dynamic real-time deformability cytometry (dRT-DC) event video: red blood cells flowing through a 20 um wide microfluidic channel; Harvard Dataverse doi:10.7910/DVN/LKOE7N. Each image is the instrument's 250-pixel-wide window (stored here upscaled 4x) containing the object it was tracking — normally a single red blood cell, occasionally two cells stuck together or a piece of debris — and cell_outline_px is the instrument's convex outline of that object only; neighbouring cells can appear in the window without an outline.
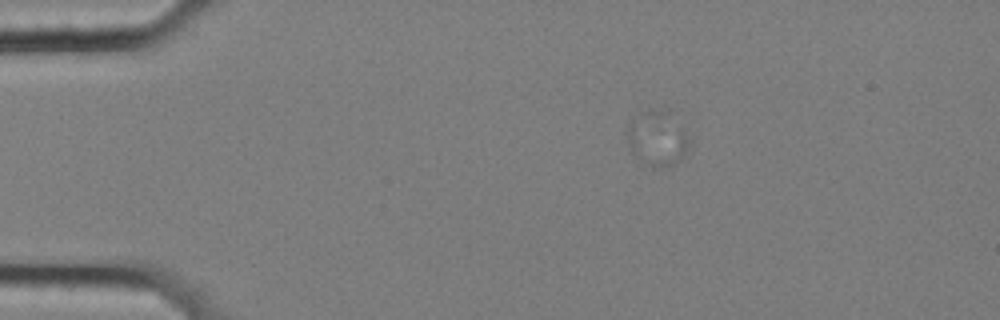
{"species": "common noctule bat (a hibernating species)", "species_latin": "Nyctalus noctula", "temperature_condition": "cold", "stored_images_in_passage": 50, "camera_frame_rate_fps": 3000, "um_per_image_px": 0.085, "animal": {"sex": "female", "body_mass_g": 25.1}, "frame": {"image": 1, "passage_image": 1, "time_ms": 0.0, "image_size_px": [1000, 320], "cell_outline_px": [[688, 148], [684, 156], [680, 160], [672, 164], [652, 168], [636, 156], [632, 152], [628, 136], [628, 124], [632, 124], [680, 128], [688, 140]], "centroid_in_image_um": [55.89, 12.26], "position_along_channel_um": 29.1, "area_um2": 14.62}}
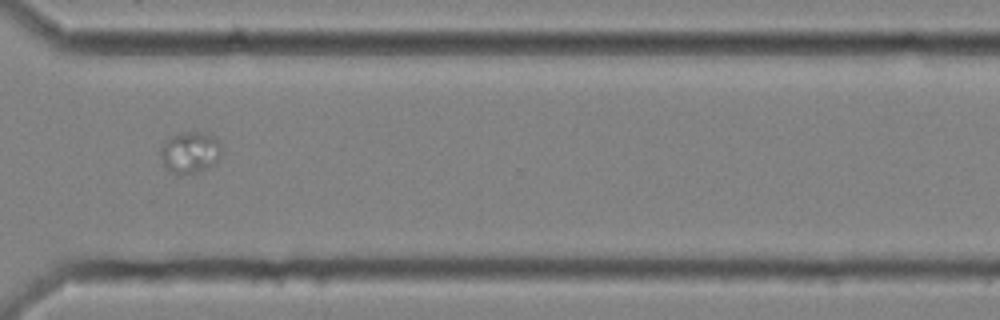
{"frame": {"image": 2, "passage_image": 35, "time_ms": 11.333, "image_size_px": [1000, 320], "cell_outline_px": [[220, 156], [208, 168], [196, 172], [180, 176], [172, 172], [164, 164], [160, 156], [160, 148], [172, 136], [180, 132], [200, 132], [216, 136], [220, 140]], "centroid_in_image_um": [16.16, 12.95], "position_along_channel_um": 354.4, "area_um2": 14.68}}
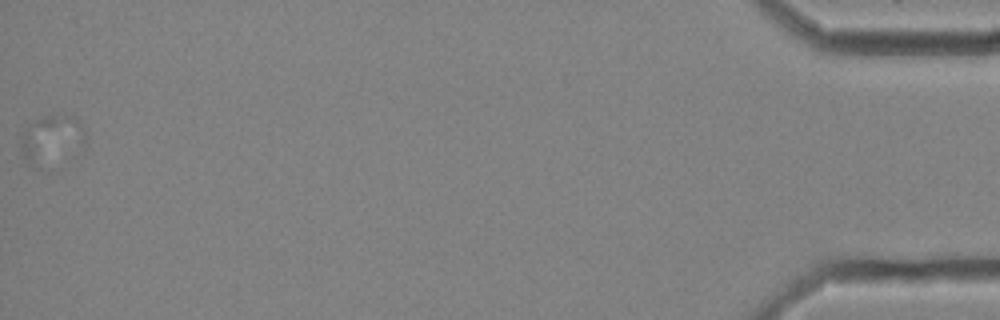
{"frame": {"image": 3, "passage_image": 50, "time_ms": 16.333, "image_size_px": [1000, 320], "cell_outline_px": [[84, 144], [28, 156], [24, 156], [20, 148], [20, 132], [36, 120], [44, 116], [64, 112], [80, 120], [84, 132]], "centroid_in_image_um": [4.38, 11.42], "position_along_channel_um": 430.8, "area_um2": 14.68}}